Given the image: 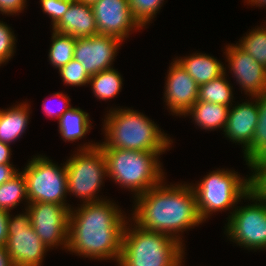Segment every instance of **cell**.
<instances>
[{
    "instance_id": "30bf717a",
    "label": "cell",
    "mask_w": 266,
    "mask_h": 266,
    "mask_svg": "<svg viewBox=\"0 0 266 266\" xmlns=\"http://www.w3.org/2000/svg\"><path fill=\"white\" fill-rule=\"evenodd\" d=\"M5 249L13 266H43L50 251L31 226L27 209L8 219V237Z\"/></svg>"
},
{
    "instance_id": "ac0fdd59",
    "label": "cell",
    "mask_w": 266,
    "mask_h": 266,
    "mask_svg": "<svg viewBox=\"0 0 266 266\" xmlns=\"http://www.w3.org/2000/svg\"><path fill=\"white\" fill-rule=\"evenodd\" d=\"M31 106L27 101L0 109V141L11 145L24 135L29 125Z\"/></svg>"
},
{
    "instance_id": "7c38bea8",
    "label": "cell",
    "mask_w": 266,
    "mask_h": 266,
    "mask_svg": "<svg viewBox=\"0 0 266 266\" xmlns=\"http://www.w3.org/2000/svg\"><path fill=\"white\" fill-rule=\"evenodd\" d=\"M123 41L110 35H94L76 38L74 59L79 61L85 71L93 76L113 68L115 57Z\"/></svg>"
},
{
    "instance_id": "4dcf8cb0",
    "label": "cell",
    "mask_w": 266,
    "mask_h": 266,
    "mask_svg": "<svg viewBox=\"0 0 266 266\" xmlns=\"http://www.w3.org/2000/svg\"><path fill=\"white\" fill-rule=\"evenodd\" d=\"M42 12L51 19V27L53 28L67 12L71 0H39Z\"/></svg>"
},
{
    "instance_id": "d6986e66",
    "label": "cell",
    "mask_w": 266,
    "mask_h": 266,
    "mask_svg": "<svg viewBox=\"0 0 266 266\" xmlns=\"http://www.w3.org/2000/svg\"><path fill=\"white\" fill-rule=\"evenodd\" d=\"M200 86L225 73L224 64L216 57L204 53H192L174 58Z\"/></svg>"
},
{
    "instance_id": "d6a6232c",
    "label": "cell",
    "mask_w": 266,
    "mask_h": 266,
    "mask_svg": "<svg viewBox=\"0 0 266 266\" xmlns=\"http://www.w3.org/2000/svg\"><path fill=\"white\" fill-rule=\"evenodd\" d=\"M50 97L52 98H57L58 102L60 104H62V106L57 105L58 110L54 109L52 106H50V103L52 102L54 104V102L51 99H48V103H47V99H44V102L42 103V109L45 113L46 116H48L49 118H55L57 120H59V118L70 108H72L73 106H71L70 101L71 99L69 98V96L67 94H64L63 92H54L53 95H50ZM56 106V104L54 105ZM56 110V111H55Z\"/></svg>"
},
{
    "instance_id": "d4e9b609",
    "label": "cell",
    "mask_w": 266,
    "mask_h": 266,
    "mask_svg": "<svg viewBox=\"0 0 266 266\" xmlns=\"http://www.w3.org/2000/svg\"><path fill=\"white\" fill-rule=\"evenodd\" d=\"M51 33L52 43L48 50V61L55 69L59 70L74 59L76 38L68 34H61L53 29Z\"/></svg>"
},
{
    "instance_id": "44dd1931",
    "label": "cell",
    "mask_w": 266,
    "mask_h": 266,
    "mask_svg": "<svg viewBox=\"0 0 266 266\" xmlns=\"http://www.w3.org/2000/svg\"><path fill=\"white\" fill-rule=\"evenodd\" d=\"M92 129L89 113L72 107L67 110L58 120V131L64 142H76L86 137V134Z\"/></svg>"
},
{
    "instance_id": "52a82bcc",
    "label": "cell",
    "mask_w": 266,
    "mask_h": 266,
    "mask_svg": "<svg viewBox=\"0 0 266 266\" xmlns=\"http://www.w3.org/2000/svg\"><path fill=\"white\" fill-rule=\"evenodd\" d=\"M98 144L91 141L79 145L65 162L68 195L81 199L82 204L107 199L98 196L107 179L106 158Z\"/></svg>"
},
{
    "instance_id": "277c9868",
    "label": "cell",
    "mask_w": 266,
    "mask_h": 266,
    "mask_svg": "<svg viewBox=\"0 0 266 266\" xmlns=\"http://www.w3.org/2000/svg\"><path fill=\"white\" fill-rule=\"evenodd\" d=\"M185 247L169 235L139 227L129 218L117 265L179 266L185 259Z\"/></svg>"
},
{
    "instance_id": "e575fe53",
    "label": "cell",
    "mask_w": 266,
    "mask_h": 266,
    "mask_svg": "<svg viewBox=\"0 0 266 266\" xmlns=\"http://www.w3.org/2000/svg\"><path fill=\"white\" fill-rule=\"evenodd\" d=\"M246 165L251 171L266 166V143L246 161Z\"/></svg>"
},
{
    "instance_id": "e0dca14e",
    "label": "cell",
    "mask_w": 266,
    "mask_h": 266,
    "mask_svg": "<svg viewBox=\"0 0 266 266\" xmlns=\"http://www.w3.org/2000/svg\"><path fill=\"white\" fill-rule=\"evenodd\" d=\"M52 29L75 38L97 35V26L92 6L79 1H73L67 12Z\"/></svg>"
},
{
    "instance_id": "f35d334b",
    "label": "cell",
    "mask_w": 266,
    "mask_h": 266,
    "mask_svg": "<svg viewBox=\"0 0 266 266\" xmlns=\"http://www.w3.org/2000/svg\"><path fill=\"white\" fill-rule=\"evenodd\" d=\"M0 266H13L5 247H0Z\"/></svg>"
},
{
    "instance_id": "8992f818",
    "label": "cell",
    "mask_w": 266,
    "mask_h": 266,
    "mask_svg": "<svg viewBox=\"0 0 266 266\" xmlns=\"http://www.w3.org/2000/svg\"><path fill=\"white\" fill-rule=\"evenodd\" d=\"M195 196L200 218L206 222L211 215L220 211L231 213L249 192V175L243 177L234 169L217 168L210 171L197 183H190Z\"/></svg>"
},
{
    "instance_id": "484cf974",
    "label": "cell",
    "mask_w": 266,
    "mask_h": 266,
    "mask_svg": "<svg viewBox=\"0 0 266 266\" xmlns=\"http://www.w3.org/2000/svg\"><path fill=\"white\" fill-rule=\"evenodd\" d=\"M252 29L240 37L236 45L266 67V23Z\"/></svg>"
},
{
    "instance_id": "ba28073f",
    "label": "cell",
    "mask_w": 266,
    "mask_h": 266,
    "mask_svg": "<svg viewBox=\"0 0 266 266\" xmlns=\"http://www.w3.org/2000/svg\"><path fill=\"white\" fill-rule=\"evenodd\" d=\"M61 166L45 155H34L21 171L26 180L29 203L47 202L58 205L67 203V174L65 163Z\"/></svg>"
},
{
    "instance_id": "836d02e7",
    "label": "cell",
    "mask_w": 266,
    "mask_h": 266,
    "mask_svg": "<svg viewBox=\"0 0 266 266\" xmlns=\"http://www.w3.org/2000/svg\"><path fill=\"white\" fill-rule=\"evenodd\" d=\"M27 0H0V14L16 16L27 9Z\"/></svg>"
},
{
    "instance_id": "f1b7e54d",
    "label": "cell",
    "mask_w": 266,
    "mask_h": 266,
    "mask_svg": "<svg viewBox=\"0 0 266 266\" xmlns=\"http://www.w3.org/2000/svg\"><path fill=\"white\" fill-rule=\"evenodd\" d=\"M258 102L259 119L255 128L251 147L244 153V161H247L261 146L266 143V93L254 97Z\"/></svg>"
},
{
    "instance_id": "1f68e13d",
    "label": "cell",
    "mask_w": 266,
    "mask_h": 266,
    "mask_svg": "<svg viewBox=\"0 0 266 266\" xmlns=\"http://www.w3.org/2000/svg\"><path fill=\"white\" fill-rule=\"evenodd\" d=\"M249 175V192L266 203V166L254 168Z\"/></svg>"
},
{
    "instance_id": "603a6c76",
    "label": "cell",
    "mask_w": 266,
    "mask_h": 266,
    "mask_svg": "<svg viewBox=\"0 0 266 266\" xmlns=\"http://www.w3.org/2000/svg\"><path fill=\"white\" fill-rule=\"evenodd\" d=\"M94 96L103 101L114 99L122 90L123 78L117 69L111 68L90 77L89 86Z\"/></svg>"
},
{
    "instance_id": "7a4b0ae2",
    "label": "cell",
    "mask_w": 266,
    "mask_h": 266,
    "mask_svg": "<svg viewBox=\"0 0 266 266\" xmlns=\"http://www.w3.org/2000/svg\"><path fill=\"white\" fill-rule=\"evenodd\" d=\"M165 180L134 197L130 219L145 230L169 235L185 246L183 233L204 221L200 218L190 183L169 185Z\"/></svg>"
},
{
    "instance_id": "9a60e30c",
    "label": "cell",
    "mask_w": 266,
    "mask_h": 266,
    "mask_svg": "<svg viewBox=\"0 0 266 266\" xmlns=\"http://www.w3.org/2000/svg\"><path fill=\"white\" fill-rule=\"evenodd\" d=\"M167 73L163 96L165 105L170 114L183 117L197 102L199 85L175 59Z\"/></svg>"
},
{
    "instance_id": "2e32d148",
    "label": "cell",
    "mask_w": 266,
    "mask_h": 266,
    "mask_svg": "<svg viewBox=\"0 0 266 266\" xmlns=\"http://www.w3.org/2000/svg\"><path fill=\"white\" fill-rule=\"evenodd\" d=\"M236 102L229 109L227 123L222 134L243 148V154L251 147L259 119L258 102L254 97Z\"/></svg>"
},
{
    "instance_id": "d590c367",
    "label": "cell",
    "mask_w": 266,
    "mask_h": 266,
    "mask_svg": "<svg viewBox=\"0 0 266 266\" xmlns=\"http://www.w3.org/2000/svg\"><path fill=\"white\" fill-rule=\"evenodd\" d=\"M10 211L0 209V247H5L8 237V219Z\"/></svg>"
},
{
    "instance_id": "6da1fadb",
    "label": "cell",
    "mask_w": 266,
    "mask_h": 266,
    "mask_svg": "<svg viewBox=\"0 0 266 266\" xmlns=\"http://www.w3.org/2000/svg\"><path fill=\"white\" fill-rule=\"evenodd\" d=\"M70 209L67 251L90 260L119 262L130 218L114 200L81 203Z\"/></svg>"
},
{
    "instance_id": "b9f144b4",
    "label": "cell",
    "mask_w": 266,
    "mask_h": 266,
    "mask_svg": "<svg viewBox=\"0 0 266 266\" xmlns=\"http://www.w3.org/2000/svg\"><path fill=\"white\" fill-rule=\"evenodd\" d=\"M185 260L179 265V266H184L185 264Z\"/></svg>"
},
{
    "instance_id": "3957f363",
    "label": "cell",
    "mask_w": 266,
    "mask_h": 266,
    "mask_svg": "<svg viewBox=\"0 0 266 266\" xmlns=\"http://www.w3.org/2000/svg\"><path fill=\"white\" fill-rule=\"evenodd\" d=\"M103 123L104 141L100 148L134 151L166 152L173 139L143 113L128 107H112L106 111Z\"/></svg>"
},
{
    "instance_id": "9c48e42d",
    "label": "cell",
    "mask_w": 266,
    "mask_h": 266,
    "mask_svg": "<svg viewBox=\"0 0 266 266\" xmlns=\"http://www.w3.org/2000/svg\"><path fill=\"white\" fill-rule=\"evenodd\" d=\"M249 199V200H248ZM251 203L237 206L225 224L224 234L229 241L248 251L266 249V203L248 192L243 197Z\"/></svg>"
},
{
    "instance_id": "60d3db41",
    "label": "cell",
    "mask_w": 266,
    "mask_h": 266,
    "mask_svg": "<svg viewBox=\"0 0 266 266\" xmlns=\"http://www.w3.org/2000/svg\"><path fill=\"white\" fill-rule=\"evenodd\" d=\"M77 1H79V2H82V3H85V4H87V5H93V4H95L96 2H98V1H100V0H77Z\"/></svg>"
},
{
    "instance_id": "ab89813d",
    "label": "cell",
    "mask_w": 266,
    "mask_h": 266,
    "mask_svg": "<svg viewBox=\"0 0 266 266\" xmlns=\"http://www.w3.org/2000/svg\"><path fill=\"white\" fill-rule=\"evenodd\" d=\"M248 6V4L252 7V6H255V7H264L266 9V0H244Z\"/></svg>"
},
{
    "instance_id": "5b68a950",
    "label": "cell",
    "mask_w": 266,
    "mask_h": 266,
    "mask_svg": "<svg viewBox=\"0 0 266 266\" xmlns=\"http://www.w3.org/2000/svg\"><path fill=\"white\" fill-rule=\"evenodd\" d=\"M101 149L106 158L107 178L121 189L133 192V197L147 192L166 178L160 161V156L165 152Z\"/></svg>"
},
{
    "instance_id": "4fadbf2b",
    "label": "cell",
    "mask_w": 266,
    "mask_h": 266,
    "mask_svg": "<svg viewBox=\"0 0 266 266\" xmlns=\"http://www.w3.org/2000/svg\"><path fill=\"white\" fill-rule=\"evenodd\" d=\"M227 66L245 95L255 97L266 93V67L258 63L251 55L245 53L236 44L225 45Z\"/></svg>"
},
{
    "instance_id": "cb8c5ba5",
    "label": "cell",
    "mask_w": 266,
    "mask_h": 266,
    "mask_svg": "<svg viewBox=\"0 0 266 266\" xmlns=\"http://www.w3.org/2000/svg\"><path fill=\"white\" fill-rule=\"evenodd\" d=\"M21 202L26 205L24 206L26 209L29 204L26 194V180L23 173L19 171L10 180L0 185V209L12 212L11 210L19 206Z\"/></svg>"
},
{
    "instance_id": "4316f807",
    "label": "cell",
    "mask_w": 266,
    "mask_h": 266,
    "mask_svg": "<svg viewBox=\"0 0 266 266\" xmlns=\"http://www.w3.org/2000/svg\"><path fill=\"white\" fill-rule=\"evenodd\" d=\"M134 20L142 29L152 23L151 21L160 12L164 0H128ZM159 11V12H158ZM145 27V28H144Z\"/></svg>"
},
{
    "instance_id": "8d00e7d4",
    "label": "cell",
    "mask_w": 266,
    "mask_h": 266,
    "mask_svg": "<svg viewBox=\"0 0 266 266\" xmlns=\"http://www.w3.org/2000/svg\"><path fill=\"white\" fill-rule=\"evenodd\" d=\"M14 164H0V185L10 180L20 170L14 167Z\"/></svg>"
},
{
    "instance_id": "83f0119b",
    "label": "cell",
    "mask_w": 266,
    "mask_h": 266,
    "mask_svg": "<svg viewBox=\"0 0 266 266\" xmlns=\"http://www.w3.org/2000/svg\"><path fill=\"white\" fill-rule=\"evenodd\" d=\"M59 76L67 86L81 87L89 85L90 75L81 63L75 59L70 60L58 70Z\"/></svg>"
},
{
    "instance_id": "8fae6325",
    "label": "cell",
    "mask_w": 266,
    "mask_h": 266,
    "mask_svg": "<svg viewBox=\"0 0 266 266\" xmlns=\"http://www.w3.org/2000/svg\"><path fill=\"white\" fill-rule=\"evenodd\" d=\"M71 208L72 205L47 202L28 204L26 209L30 215L31 226L49 250L59 246L62 250H67Z\"/></svg>"
},
{
    "instance_id": "5bb4252c",
    "label": "cell",
    "mask_w": 266,
    "mask_h": 266,
    "mask_svg": "<svg viewBox=\"0 0 266 266\" xmlns=\"http://www.w3.org/2000/svg\"><path fill=\"white\" fill-rule=\"evenodd\" d=\"M97 34L110 35L123 42L142 29L134 20L128 0H100L92 5Z\"/></svg>"
},
{
    "instance_id": "7402d4cb",
    "label": "cell",
    "mask_w": 266,
    "mask_h": 266,
    "mask_svg": "<svg viewBox=\"0 0 266 266\" xmlns=\"http://www.w3.org/2000/svg\"><path fill=\"white\" fill-rule=\"evenodd\" d=\"M227 69L225 67V73L218 78L199 86L197 101L211 102L230 107L233 105V102H235L234 90L230 80L227 79L229 77Z\"/></svg>"
},
{
    "instance_id": "74e56055",
    "label": "cell",
    "mask_w": 266,
    "mask_h": 266,
    "mask_svg": "<svg viewBox=\"0 0 266 266\" xmlns=\"http://www.w3.org/2000/svg\"><path fill=\"white\" fill-rule=\"evenodd\" d=\"M12 149L9 144L0 141V164H13L11 160Z\"/></svg>"
},
{
    "instance_id": "f546056e",
    "label": "cell",
    "mask_w": 266,
    "mask_h": 266,
    "mask_svg": "<svg viewBox=\"0 0 266 266\" xmlns=\"http://www.w3.org/2000/svg\"><path fill=\"white\" fill-rule=\"evenodd\" d=\"M16 36L6 22L0 21V67L7 64L16 53Z\"/></svg>"
},
{
    "instance_id": "ffe728a7",
    "label": "cell",
    "mask_w": 266,
    "mask_h": 266,
    "mask_svg": "<svg viewBox=\"0 0 266 266\" xmlns=\"http://www.w3.org/2000/svg\"><path fill=\"white\" fill-rule=\"evenodd\" d=\"M230 106L197 101L183 116H190L198 128L205 131H224Z\"/></svg>"
}]
</instances>
